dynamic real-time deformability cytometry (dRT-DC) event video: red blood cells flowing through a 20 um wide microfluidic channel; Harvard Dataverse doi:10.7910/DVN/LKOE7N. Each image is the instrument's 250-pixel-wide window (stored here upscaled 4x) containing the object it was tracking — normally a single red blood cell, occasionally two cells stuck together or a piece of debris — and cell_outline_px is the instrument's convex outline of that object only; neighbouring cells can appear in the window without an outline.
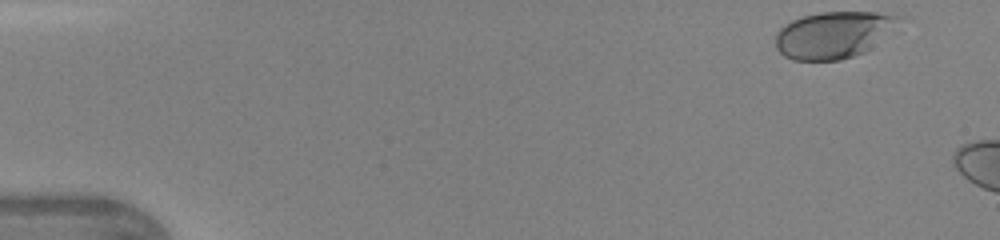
{"species": "human", "species_latin": "Homo sapiens", "temperature_condition": "warm", "stored_images_in_passage": 5, "camera_frame_rate_fps": 3000, "um_per_image_px": 0.085, "donor": {"sex": "female"}, "frame": {"image": 1, "passage_image": 1, "time_ms": 0.0, "image_size_px": [1000, 240], "cell_outline_px": [[904, 16], [864, 52], [840, 60], [792, 60], [784, 56], [776, 48], [776, 32], [780, 28], [792, 20], [804, 16], [820, 12], [876, 12]], "centroid_in_image_um": [70.76, 2.95], "position_along_channel_um": 14.2, "area_um2": 32.89}}